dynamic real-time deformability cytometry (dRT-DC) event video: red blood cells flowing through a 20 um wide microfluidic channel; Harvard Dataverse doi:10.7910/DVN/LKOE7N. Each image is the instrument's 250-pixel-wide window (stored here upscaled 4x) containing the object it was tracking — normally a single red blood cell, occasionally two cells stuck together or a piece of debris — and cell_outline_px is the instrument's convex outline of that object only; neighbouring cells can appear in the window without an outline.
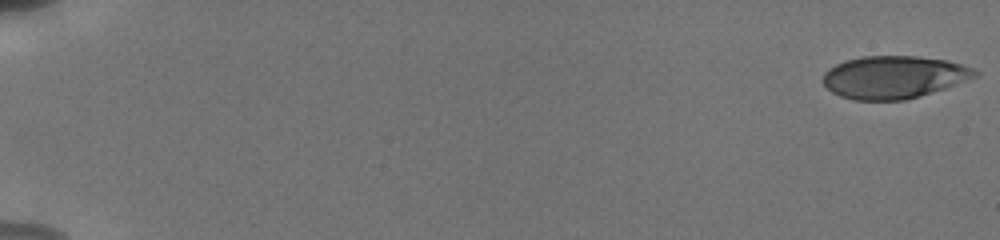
{"species": "human", "species_latin": "Homo sapiens", "temperature_condition": "cold", "stored_images_in_passage": 48, "camera_frame_rate_fps": 3000, "um_per_image_px": 0.085, "donor": {"sex": "male"}, "frame": {"image": 1, "passage_image": 1, "time_ms": 0.0, "image_size_px": [1000, 240], "cell_outline_px": [[980, 72], [976, 76], [944, 88], [920, 96], [904, 100], [852, 100], [840, 96], [832, 92], [820, 80], [824, 72], [828, 68], [844, 60], [860, 56], [916, 56], [948, 60], [972, 68]], "centroid_in_image_um": [75.91, 6.55], "position_along_channel_um": 9.1, "area_um2": 37.8}}
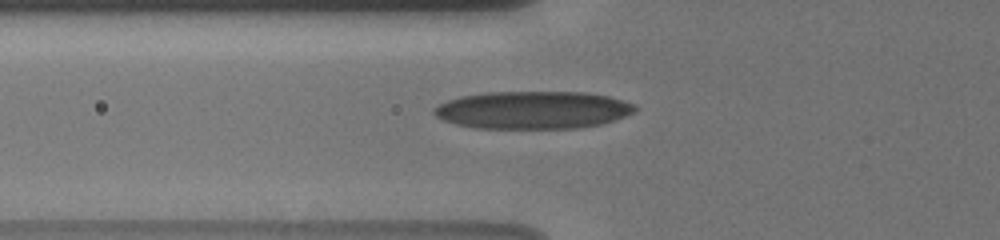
{"frame": {"image": 2, "passage_image": 18, "time_ms": 7.0, "image_size_px": [1000, 240], "cell_outline_px": [[636, 108], [632, 112], [624, 116], [600, 124], [580, 128], [476, 128], [456, 124], [444, 120], [436, 116], [432, 112], [432, 108], [448, 100], [460, 96], [488, 92], [584, 92], [608, 96], [636, 104]], "centroid_in_image_um": [45.26, 9.34], "position_along_channel_um": 80.5, "area_um2": 43.99}}
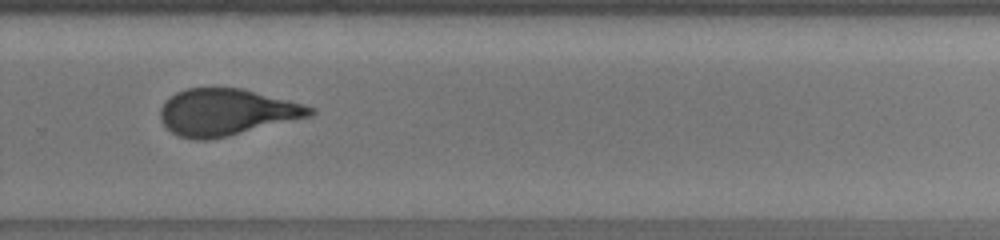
{"frame": {"image": 3, "passage_image": 35, "time_ms": 13.0, "image_size_px": [1000, 240], "cell_outline_px": [[316, 112], [312, 116], [228, 136], [208, 140], [196, 140], [180, 136], [172, 132], [160, 120], [160, 108], [176, 92], [184, 88], [244, 88], [304, 104], [316, 108]], "centroid_in_image_um": [19.29, 9.53], "position_along_channel_um": 310.5, "area_um2": 40.75}, "authors_computed_cell_mechanics": {"area_um2": 40.9513, "velocity_mm_per_s": 3.8414, "shape_relaxation_time_tau1_ms": 5.9148, "shape_relaxation_time_tau2_ms": 1.0988, "deformation_change_tau1": 0.1986, "deformation_change_tau2": 0.0823}}